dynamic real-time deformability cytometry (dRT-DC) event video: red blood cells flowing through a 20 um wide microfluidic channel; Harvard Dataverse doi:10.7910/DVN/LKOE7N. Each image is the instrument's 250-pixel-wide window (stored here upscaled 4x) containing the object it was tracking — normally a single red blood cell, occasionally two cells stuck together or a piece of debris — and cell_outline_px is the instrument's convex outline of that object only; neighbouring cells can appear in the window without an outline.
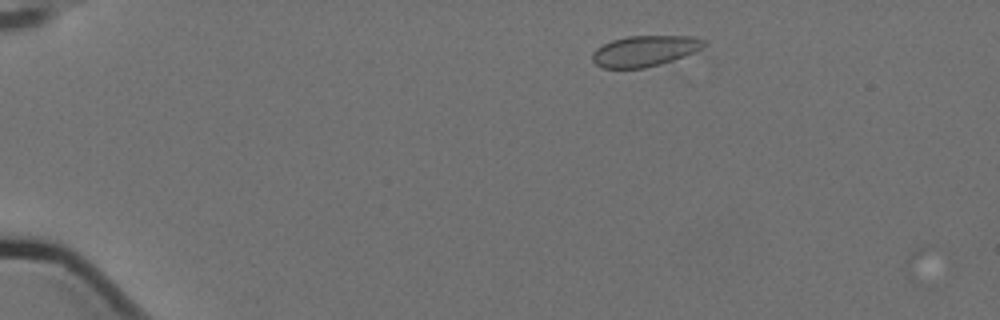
{"species": "Egyptian fruit bat (a non-hibernating species)", "species_latin": "Rousettus aegyptiacus", "temperature_condition": "cold", "stored_images_in_passage": 4, "camera_frame_rate_fps": 3000, "um_per_image_px": 0.085, "animal": {"sex": "female"}, "frame": {"image": 1, "passage_image": 2, "time_ms": 0.333, "image_size_px": [1000, 320], "cell_outline_px": [[708, 44], [692, 52], [672, 60], [660, 64], [644, 68], [600, 68], [592, 60], [592, 52], [596, 48], [612, 40], [628, 36], [692, 36], [708, 40]], "centroid_in_image_um": [54.79, 4.32], "position_along_channel_um": 30.2, "area_um2": 20.0}}